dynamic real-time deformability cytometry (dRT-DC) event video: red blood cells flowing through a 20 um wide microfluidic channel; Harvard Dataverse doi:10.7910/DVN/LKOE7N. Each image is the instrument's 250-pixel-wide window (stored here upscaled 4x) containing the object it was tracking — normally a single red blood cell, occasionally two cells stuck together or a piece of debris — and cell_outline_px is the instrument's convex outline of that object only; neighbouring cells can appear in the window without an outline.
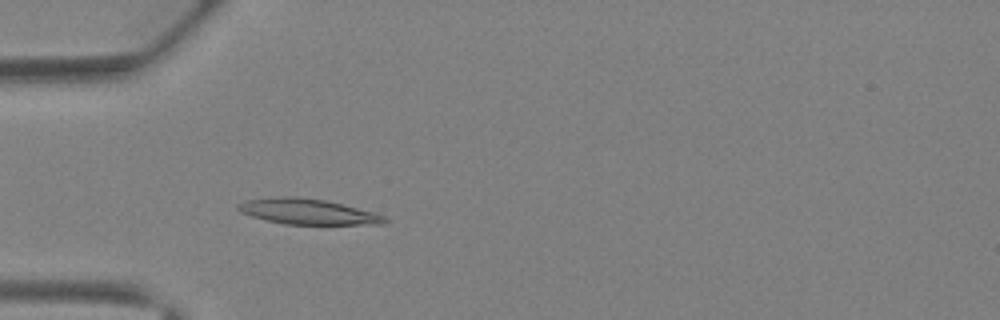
{"species": "Egyptian fruit bat (a non-hibernating species)", "species_latin": "Rousettus aegyptiacus", "temperature_condition": "warm", "stored_images_in_passage": 34, "camera_frame_rate_fps": 3000, "um_per_image_px": 0.085, "animal": {"sex": "female"}, "frame": {"image": 1, "passage_image": 11, "time_ms": 3.333, "image_size_px": [1000, 320], "cell_outline_px": [[388, 220], [384, 224], [284, 224], [252, 216], [240, 212], [236, 208], [236, 204], [244, 200], [276, 196], [296, 196], [324, 200], [344, 204], [376, 212], [384, 216]], "centroid_in_image_um": [26.15, 17.97], "position_along_channel_um": 58.9, "area_um2": 21.96}}
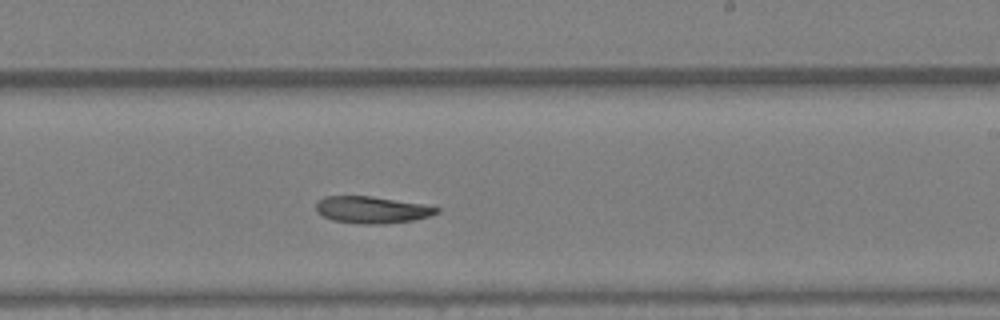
{"frame": {"image": 2, "passage_image": 23, "time_ms": 7.333, "image_size_px": [1000, 320], "cell_outline_px": [[440, 212], [432, 216], [412, 220], [384, 224], [360, 224], [332, 220], [316, 212], [316, 204], [324, 196], [372, 196], [424, 204], [440, 208]], "centroid_in_image_um": [31.64, 17.83], "position_along_channel_um": 257.4, "area_um2": 19.02}}
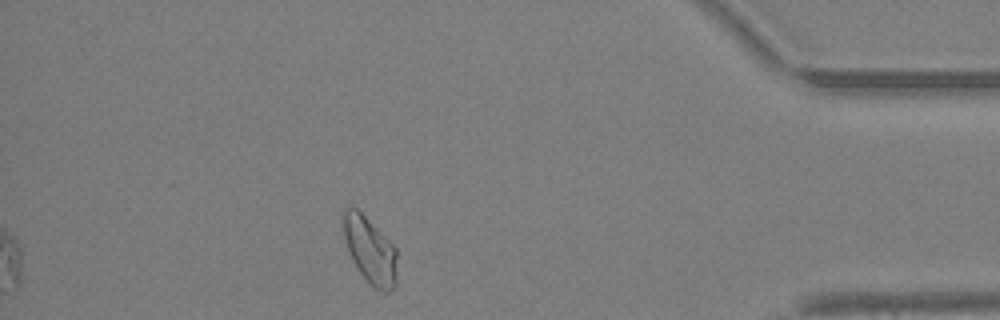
{"frame": {"image": 3, "passage_image": 34, "time_ms": 11.0, "image_size_px": [1000, 320], "cell_outline_px": [[396, 284], [388, 292], [384, 292], [372, 288], [360, 272], [352, 260], [344, 236], [340, 220], [340, 216], [344, 208], [356, 208], [396, 248]], "centroid_in_image_um": [31.42, 21.28], "position_along_channel_um": 403.8, "area_um2": 20.75}}